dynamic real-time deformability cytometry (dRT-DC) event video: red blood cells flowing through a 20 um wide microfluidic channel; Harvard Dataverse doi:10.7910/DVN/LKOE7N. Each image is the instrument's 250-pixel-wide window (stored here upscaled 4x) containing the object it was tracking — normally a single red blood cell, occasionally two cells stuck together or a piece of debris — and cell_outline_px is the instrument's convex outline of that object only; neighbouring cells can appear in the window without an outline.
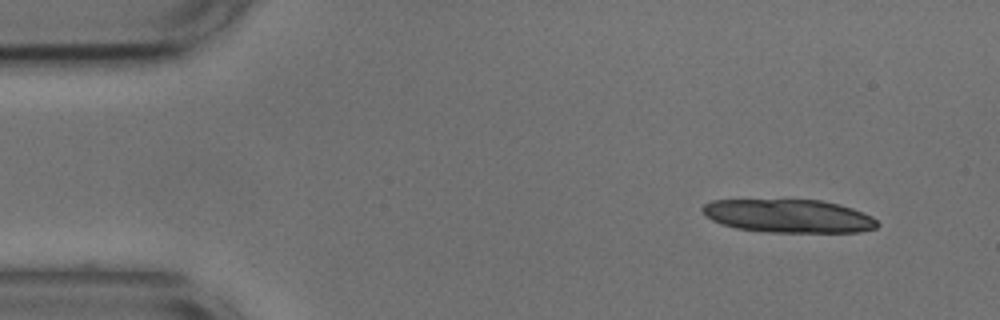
{"species": "common noctule bat (a hibernating species)", "species_latin": "Nyctalus noctula", "temperature_condition": "cold", "stored_images_in_passage": 20, "camera_frame_rate_fps": 3000, "um_per_image_px": 0.085, "animal": {"sex": "male", "body_mass_g": 17.9, "forearm_length_mm": 54.2}, "frame": {"image": 1, "passage_image": 1, "time_ms": 0.0, "image_size_px": [1000, 320], "cell_outline_px": [[880, 224], [876, 228], [860, 232], [768, 232], [736, 228], [712, 220], [700, 208], [704, 204], [712, 200], [820, 200], [840, 204], [852, 208], [872, 216]], "centroid_in_image_um": [67.07, 18.36], "position_along_channel_um": 17.9, "area_um2": 33.81}}